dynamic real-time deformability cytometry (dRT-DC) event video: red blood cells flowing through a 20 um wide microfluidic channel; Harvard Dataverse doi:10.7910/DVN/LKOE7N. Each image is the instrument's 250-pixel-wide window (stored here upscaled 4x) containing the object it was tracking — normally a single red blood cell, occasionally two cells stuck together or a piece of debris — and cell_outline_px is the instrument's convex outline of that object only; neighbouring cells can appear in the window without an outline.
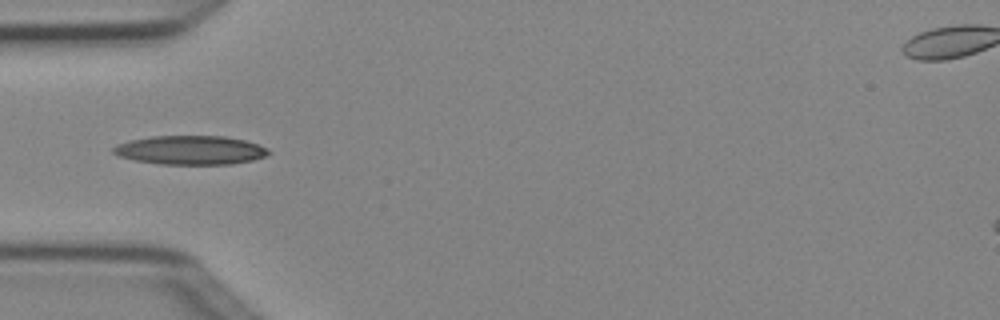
{"species": "Egyptian fruit bat (a non-hibernating species)", "species_latin": "Rousettus aegyptiacus", "temperature_condition": "cold", "stored_images_in_passage": 6, "camera_frame_rate_fps": 3000, "um_per_image_px": 0.085, "animal": {"sex": "female"}, "frame": {"image": 1, "passage_image": 5, "time_ms": 1.333, "image_size_px": [1000, 320], "cell_outline_px": [[272, 152], [268, 156], [252, 160], [232, 164], [160, 164], [136, 160], [120, 156], [112, 152], [112, 148], [116, 144], [128, 140], [152, 136], [224, 136], [244, 140], [268, 148]], "centroid_in_image_um": [16.2, 12.76], "position_along_channel_um": 68.8, "area_um2": 26.24}}
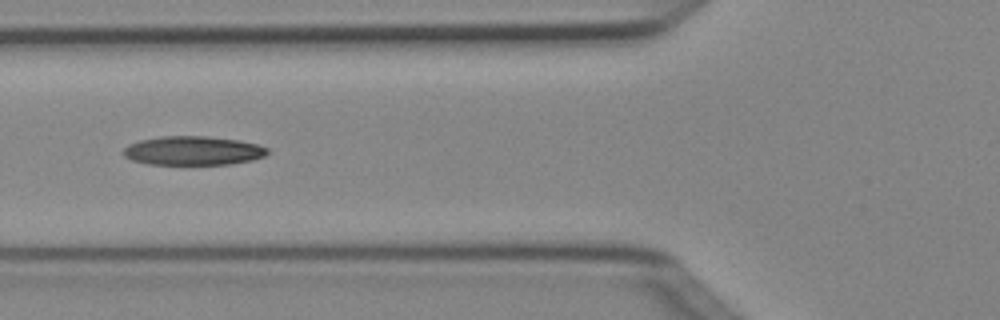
{"frame": {"image": 2, "passage_image": 6, "time_ms": 1.667, "image_size_px": [1000, 320], "cell_outline_px": [[268, 152], [264, 156], [252, 160], [232, 164], [148, 164], [132, 160], [124, 156], [124, 148], [128, 144], [140, 140], [160, 136], [208, 136], [236, 140], [260, 144], [268, 148]], "centroid_in_image_um": [16.42, 12.8], "position_along_channel_um": 109.4, "area_um2": 24.33}}